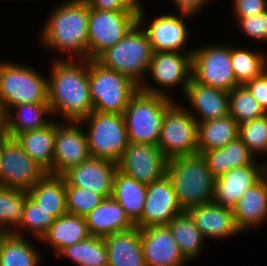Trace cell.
Returning a JSON list of instances; mask_svg holds the SVG:
<instances>
[{
    "label": "cell",
    "mask_w": 267,
    "mask_h": 266,
    "mask_svg": "<svg viewBox=\"0 0 267 266\" xmlns=\"http://www.w3.org/2000/svg\"><path fill=\"white\" fill-rule=\"evenodd\" d=\"M80 122L89 128L86 135L91 157L118 163L129 143L123 114L93 111Z\"/></svg>",
    "instance_id": "ba28073f"
},
{
    "label": "cell",
    "mask_w": 267,
    "mask_h": 266,
    "mask_svg": "<svg viewBox=\"0 0 267 266\" xmlns=\"http://www.w3.org/2000/svg\"><path fill=\"white\" fill-rule=\"evenodd\" d=\"M108 266H146L140 228L117 232L104 237Z\"/></svg>",
    "instance_id": "d4e9b609"
},
{
    "label": "cell",
    "mask_w": 267,
    "mask_h": 266,
    "mask_svg": "<svg viewBox=\"0 0 267 266\" xmlns=\"http://www.w3.org/2000/svg\"><path fill=\"white\" fill-rule=\"evenodd\" d=\"M7 115L5 104L0 100V137L7 135Z\"/></svg>",
    "instance_id": "7dc6e473"
},
{
    "label": "cell",
    "mask_w": 267,
    "mask_h": 266,
    "mask_svg": "<svg viewBox=\"0 0 267 266\" xmlns=\"http://www.w3.org/2000/svg\"><path fill=\"white\" fill-rule=\"evenodd\" d=\"M254 51L231 47V64L238 85H245L267 70L265 54Z\"/></svg>",
    "instance_id": "8d00e7d4"
},
{
    "label": "cell",
    "mask_w": 267,
    "mask_h": 266,
    "mask_svg": "<svg viewBox=\"0 0 267 266\" xmlns=\"http://www.w3.org/2000/svg\"><path fill=\"white\" fill-rule=\"evenodd\" d=\"M54 220L55 218L49 211L41 208L40 205L28 195L23 207L21 225L18 228L19 230H16L13 234L26 237L23 235V231L21 230H24L25 228L27 231H32V236L41 240L54 223Z\"/></svg>",
    "instance_id": "74e56055"
},
{
    "label": "cell",
    "mask_w": 267,
    "mask_h": 266,
    "mask_svg": "<svg viewBox=\"0 0 267 266\" xmlns=\"http://www.w3.org/2000/svg\"><path fill=\"white\" fill-rule=\"evenodd\" d=\"M0 167H1V137H0Z\"/></svg>",
    "instance_id": "681fc988"
},
{
    "label": "cell",
    "mask_w": 267,
    "mask_h": 266,
    "mask_svg": "<svg viewBox=\"0 0 267 266\" xmlns=\"http://www.w3.org/2000/svg\"><path fill=\"white\" fill-rule=\"evenodd\" d=\"M56 121L49 125L19 134L16 139L24 151L47 173L52 172Z\"/></svg>",
    "instance_id": "f1b7e54d"
},
{
    "label": "cell",
    "mask_w": 267,
    "mask_h": 266,
    "mask_svg": "<svg viewBox=\"0 0 267 266\" xmlns=\"http://www.w3.org/2000/svg\"><path fill=\"white\" fill-rule=\"evenodd\" d=\"M85 219L90 235L95 237L104 238L136 226L125 209L112 197L105 198Z\"/></svg>",
    "instance_id": "cb8c5ba5"
},
{
    "label": "cell",
    "mask_w": 267,
    "mask_h": 266,
    "mask_svg": "<svg viewBox=\"0 0 267 266\" xmlns=\"http://www.w3.org/2000/svg\"><path fill=\"white\" fill-rule=\"evenodd\" d=\"M89 7L102 11L138 10L129 0H86Z\"/></svg>",
    "instance_id": "f6af8a7d"
},
{
    "label": "cell",
    "mask_w": 267,
    "mask_h": 266,
    "mask_svg": "<svg viewBox=\"0 0 267 266\" xmlns=\"http://www.w3.org/2000/svg\"><path fill=\"white\" fill-rule=\"evenodd\" d=\"M105 198L89 189L66 186V209L68 214L85 217Z\"/></svg>",
    "instance_id": "60d3db41"
},
{
    "label": "cell",
    "mask_w": 267,
    "mask_h": 266,
    "mask_svg": "<svg viewBox=\"0 0 267 266\" xmlns=\"http://www.w3.org/2000/svg\"><path fill=\"white\" fill-rule=\"evenodd\" d=\"M235 18L255 16L267 11V0H232Z\"/></svg>",
    "instance_id": "7bdbcfd3"
},
{
    "label": "cell",
    "mask_w": 267,
    "mask_h": 266,
    "mask_svg": "<svg viewBox=\"0 0 267 266\" xmlns=\"http://www.w3.org/2000/svg\"><path fill=\"white\" fill-rule=\"evenodd\" d=\"M0 100L7 112L22 103L48 102V79L27 65L0 62Z\"/></svg>",
    "instance_id": "52a82bcc"
},
{
    "label": "cell",
    "mask_w": 267,
    "mask_h": 266,
    "mask_svg": "<svg viewBox=\"0 0 267 266\" xmlns=\"http://www.w3.org/2000/svg\"><path fill=\"white\" fill-rule=\"evenodd\" d=\"M167 226L187 262L200 256L205 239L186 211L176 216Z\"/></svg>",
    "instance_id": "d6a6232c"
},
{
    "label": "cell",
    "mask_w": 267,
    "mask_h": 266,
    "mask_svg": "<svg viewBox=\"0 0 267 266\" xmlns=\"http://www.w3.org/2000/svg\"><path fill=\"white\" fill-rule=\"evenodd\" d=\"M138 22V10L102 11L89 7L88 60H96Z\"/></svg>",
    "instance_id": "30bf717a"
},
{
    "label": "cell",
    "mask_w": 267,
    "mask_h": 266,
    "mask_svg": "<svg viewBox=\"0 0 267 266\" xmlns=\"http://www.w3.org/2000/svg\"><path fill=\"white\" fill-rule=\"evenodd\" d=\"M237 227L246 230L259 226L267 219V174L247 189L231 207Z\"/></svg>",
    "instance_id": "603a6c76"
},
{
    "label": "cell",
    "mask_w": 267,
    "mask_h": 266,
    "mask_svg": "<svg viewBox=\"0 0 267 266\" xmlns=\"http://www.w3.org/2000/svg\"><path fill=\"white\" fill-rule=\"evenodd\" d=\"M50 72L48 103L52 115L60 113L64 121H81L94 111L90 98L88 59H56Z\"/></svg>",
    "instance_id": "6da1fadb"
},
{
    "label": "cell",
    "mask_w": 267,
    "mask_h": 266,
    "mask_svg": "<svg viewBox=\"0 0 267 266\" xmlns=\"http://www.w3.org/2000/svg\"><path fill=\"white\" fill-rule=\"evenodd\" d=\"M144 83L123 113L128 141L158 145L165 112L175 101L161 88Z\"/></svg>",
    "instance_id": "3957f363"
},
{
    "label": "cell",
    "mask_w": 267,
    "mask_h": 266,
    "mask_svg": "<svg viewBox=\"0 0 267 266\" xmlns=\"http://www.w3.org/2000/svg\"><path fill=\"white\" fill-rule=\"evenodd\" d=\"M192 78L200 84L227 92L239 86L231 64V46L216 43L193 48Z\"/></svg>",
    "instance_id": "7c38bea8"
},
{
    "label": "cell",
    "mask_w": 267,
    "mask_h": 266,
    "mask_svg": "<svg viewBox=\"0 0 267 266\" xmlns=\"http://www.w3.org/2000/svg\"><path fill=\"white\" fill-rule=\"evenodd\" d=\"M56 122L52 175H63L72 167L88 160L91 155L86 132L80 121ZM80 124V125H79ZM80 126V127H79Z\"/></svg>",
    "instance_id": "4fadbf2b"
},
{
    "label": "cell",
    "mask_w": 267,
    "mask_h": 266,
    "mask_svg": "<svg viewBox=\"0 0 267 266\" xmlns=\"http://www.w3.org/2000/svg\"><path fill=\"white\" fill-rule=\"evenodd\" d=\"M238 137L254 156L267 154V114L239 124Z\"/></svg>",
    "instance_id": "ab89813d"
},
{
    "label": "cell",
    "mask_w": 267,
    "mask_h": 266,
    "mask_svg": "<svg viewBox=\"0 0 267 266\" xmlns=\"http://www.w3.org/2000/svg\"><path fill=\"white\" fill-rule=\"evenodd\" d=\"M267 113L244 85L229 91V115L238 124L263 117Z\"/></svg>",
    "instance_id": "f35d334b"
},
{
    "label": "cell",
    "mask_w": 267,
    "mask_h": 266,
    "mask_svg": "<svg viewBox=\"0 0 267 266\" xmlns=\"http://www.w3.org/2000/svg\"><path fill=\"white\" fill-rule=\"evenodd\" d=\"M117 166L138 182L148 185L166 175L167 159L158 145L129 142Z\"/></svg>",
    "instance_id": "5bb4252c"
},
{
    "label": "cell",
    "mask_w": 267,
    "mask_h": 266,
    "mask_svg": "<svg viewBox=\"0 0 267 266\" xmlns=\"http://www.w3.org/2000/svg\"><path fill=\"white\" fill-rule=\"evenodd\" d=\"M46 174L16 138L1 137L0 187L29 191Z\"/></svg>",
    "instance_id": "8fae6325"
},
{
    "label": "cell",
    "mask_w": 267,
    "mask_h": 266,
    "mask_svg": "<svg viewBox=\"0 0 267 266\" xmlns=\"http://www.w3.org/2000/svg\"><path fill=\"white\" fill-rule=\"evenodd\" d=\"M183 95L197 110L195 113L187 109L197 123L229 116V92L225 90L200 84L191 78Z\"/></svg>",
    "instance_id": "7402d4cb"
},
{
    "label": "cell",
    "mask_w": 267,
    "mask_h": 266,
    "mask_svg": "<svg viewBox=\"0 0 267 266\" xmlns=\"http://www.w3.org/2000/svg\"><path fill=\"white\" fill-rule=\"evenodd\" d=\"M244 86L267 113V70Z\"/></svg>",
    "instance_id": "ee69618b"
},
{
    "label": "cell",
    "mask_w": 267,
    "mask_h": 266,
    "mask_svg": "<svg viewBox=\"0 0 267 266\" xmlns=\"http://www.w3.org/2000/svg\"><path fill=\"white\" fill-rule=\"evenodd\" d=\"M28 191L0 187V232L14 233L21 225Z\"/></svg>",
    "instance_id": "d590c367"
},
{
    "label": "cell",
    "mask_w": 267,
    "mask_h": 266,
    "mask_svg": "<svg viewBox=\"0 0 267 266\" xmlns=\"http://www.w3.org/2000/svg\"><path fill=\"white\" fill-rule=\"evenodd\" d=\"M28 195L55 219L67 213L66 181L61 175L47 173L28 191Z\"/></svg>",
    "instance_id": "f546056e"
},
{
    "label": "cell",
    "mask_w": 267,
    "mask_h": 266,
    "mask_svg": "<svg viewBox=\"0 0 267 266\" xmlns=\"http://www.w3.org/2000/svg\"><path fill=\"white\" fill-rule=\"evenodd\" d=\"M140 237L146 266L186 265L187 261L167 225L140 228Z\"/></svg>",
    "instance_id": "d6986e66"
},
{
    "label": "cell",
    "mask_w": 267,
    "mask_h": 266,
    "mask_svg": "<svg viewBox=\"0 0 267 266\" xmlns=\"http://www.w3.org/2000/svg\"><path fill=\"white\" fill-rule=\"evenodd\" d=\"M207 166L217 178L232 168H242L251 165L255 160L248 147L237 137L225 147L202 151Z\"/></svg>",
    "instance_id": "83f0119b"
},
{
    "label": "cell",
    "mask_w": 267,
    "mask_h": 266,
    "mask_svg": "<svg viewBox=\"0 0 267 266\" xmlns=\"http://www.w3.org/2000/svg\"><path fill=\"white\" fill-rule=\"evenodd\" d=\"M24 237L3 234L0 239V266H38L41 255Z\"/></svg>",
    "instance_id": "836d02e7"
},
{
    "label": "cell",
    "mask_w": 267,
    "mask_h": 266,
    "mask_svg": "<svg viewBox=\"0 0 267 266\" xmlns=\"http://www.w3.org/2000/svg\"><path fill=\"white\" fill-rule=\"evenodd\" d=\"M266 174L267 161H254L251 165L230 169L216 178L213 202L231 208L247 189L255 186Z\"/></svg>",
    "instance_id": "ac0fdd59"
},
{
    "label": "cell",
    "mask_w": 267,
    "mask_h": 266,
    "mask_svg": "<svg viewBox=\"0 0 267 266\" xmlns=\"http://www.w3.org/2000/svg\"><path fill=\"white\" fill-rule=\"evenodd\" d=\"M146 194L147 184L138 182L117 168L113 178L111 197L125 209L134 223L142 216Z\"/></svg>",
    "instance_id": "484cf974"
},
{
    "label": "cell",
    "mask_w": 267,
    "mask_h": 266,
    "mask_svg": "<svg viewBox=\"0 0 267 266\" xmlns=\"http://www.w3.org/2000/svg\"><path fill=\"white\" fill-rule=\"evenodd\" d=\"M186 212L193 219L205 240L207 238L224 239L239 233L242 234L236 225L230 207L211 202L192 206Z\"/></svg>",
    "instance_id": "44dd1931"
},
{
    "label": "cell",
    "mask_w": 267,
    "mask_h": 266,
    "mask_svg": "<svg viewBox=\"0 0 267 266\" xmlns=\"http://www.w3.org/2000/svg\"><path fill=\"white\" fill-rule=\"evenodd\" d=\"M90 98L94 111L123 114L139 86L128 76L88 60Z\"/></svg>",
    "instance_id": "8992f818"
},
{
    "label": "cell",
    "mask_w": 267,
    "mask_h": 266,
    "mask_svg": "<svg viewBox=\"0 0 267 266\" xmlns=\"http://www.w3.org/2000/svg\"><path fill=\"white\" fill-rule=\"evenodd\" d=\"M179 13L195 16L211 0H171Z\"/></svg>",
    "instance_id": "bcb514c9"
},
{
    "label": "cell",
    "mask_w": 267,
    "mask_h": 266,
    "mask_svg": "<svg viewBox=\"0 0 267 266\" xmlns=\"http://www.w3.org/2000/svg\"><path fill=\"white\" fill-rule=\"evenodd\" d=\"M13 109H16V112H12ZM51 114L52 111L48 102L18 104L8 111L6 136L16 138L21 133L45 127L52 120L43 116L49 115L51 117Z\"/></svg>",
    "instance_id": "4dcf8cb0"
},
{
    "label": "cell",
    "mask_w": 267,
    "mask_h": 266,
    "mask_svg": "<svg viewBox=\"0 0 267 266\" xmlns=\"http://www.w3.org/2000/svg\"><path fill=\"white\" fill-rule=\"evenodd\" d=\"M90 237L85 217L66 213L54 220L41 241L53 247V253L57 255L65 247Z\"/></svg>",
    "instance_id": "4316f807"
},
{
    "label": "cell",
    "mask_w": 267,
    "mask_h": 266,
    "mask_svg": "<svg viewBox=\"0 0 267 266\" xmlns=\"http://www.w3.org/2000/svg\"><path fill=\"white\" fill-rule=\"evenodd\" d=\"M136 8H142L140 0H129Z\"/></svg>",
    "instance_id": "c3c4849f"
},
{
    "label": "cell",
    "mask_w": 267,
    "mask_h": 266,
    "mask_svg": "<svg viewBox=\"0 0 267 266\" xmlns=\"http://www.w3.org/2000/svg\"><path fill=\"white\" fill-rule=\"evenodd\" d=\"M191 15L180 13V15L163 14L155 17L144 27L153 52H185L183 47L188 39L186 18Z\"/></svg>",
    "instance_id": "ffe728a7"
},
{
    "label": "cell",
    "mask_w": 267,
    "mask_h": 266,
    "mask_svg": "<svg viewBox=\"0 0 267 266\" xmlns=\"http://www.w3.org/2000/svg\"><path fill=\"white\" fill-rule=\"evenodd\" d=\"M239 124L232 116L198 123V153L225 147L238 137Z\"/></svg>",
    "instance_id": "1f68e13d"
},
{
    "label": "cell",
    "mask_w": 267,
    "mask_h": 266,
    "mask_svg": "<svg viewBox=\"0 0 267 266\" xmlns=\"http://www.w3.org/2000/svg\"><path fill=\"white\" fill-rule=\"evenodd\" d=\"M245 34L262 42H267V11L251 17L236 19Z\"/></svg>",
    "instance_id": "b9f144b4"
},
{
    "label": "cell",
    "mask_w": 267,
    "mask_h": 266,
    "mask_svg": "<svg viewBox=\"0 0 267 266\" xmlns=\"http://www.w3.org/2000/svg\"><path fill=\"white\" fill-rule=\"evenodd\" d=\"M144 19L142 7L138 9V22L131 30L96 59L103 67L128 76L138 86L144 82L153 54L148 35L142 28Z\"/></svg>",
    "instance_id": "5b68a950"
},
{
    "label": "cell",
    "mask_w": 267,
    "mask_h": 266,
    "mask_svg": "<svg viewBox=\"0 0 267 266\" xmlns=\"http://www.w3.org/2000/svg\"><path fill=\"white\" fill-rule=\"evenodd\" d=\"M185 210L180 206L172 183L165 175L161 180L147 185V194L138 228L168 225Z\"/></svg>",
    "instance_id": "9a60e30c"
},
{
    "label": "cell",
    "mask_w": 267,
    "mask_h": 266,
    "mask_svg": "<svg viewBox=\"0 0 267 266\" xmlns=\"http://www.w3.org/2000/svg\"><path fill=\"white\" fill-rule=\"evenodd\" d=\"M45 23L40 32L44 46L52 51L70 53V59H88L89 5L86 0L62 2Z\"/></svg>",
    "instance_id": "7a4b0ae2"
},
{
    "label": "cell",
    "mask_w": 267,
    "mask_h": 266,
    "mask_svg": "<svg viewBox=\"0 0 267 266\" xmlns=\"http://www.w3.org/2000/svg\"><path fill=\"white\" fill-rule=\"evenodd\" d=\"M117 163L103 158L90 157L78 166L72 167L62 176L66 186H77L89 189L104 198L111 197L113 178Z\"/></svg>",
    "instance_id": "2e32d148"
},
{
    "label": "cell",
    "mask_w": 267,
    "mask_h": 266,
    "mask_svg": "<svg viewBox=\"0 0 267 266\" xmlns=\"http://www.w3.org/2000/svg\"><path fill=\"white\" fill-rule=\"evenodd\" d=\"M192 54L193 50L185 53L153 52L147 74H151V80L163 88L182 85V91L185 93L192 78Z\"/></svg>",
    "instance_id": "e0dca14e"
},
{
    "label": "cell",
    "mask_w": 267,
    "mask_h": 266,
    "mask_svg": "<svg viewBox=\"0 0 267 266\" xmlns=\"http://www.w3.org/2000/svg\"><path fill=\"white\" fill-rule=\"evenodd\" d=\"M66 257L77 266H108V251L103 237L90 238L67 246L57 255Z\"/></svg>",
    "instance_id": "e575fe53"
},
{
    "label": "cell",
    "mask_w": 267,
    "mask_h": 266,
    "mask_svg": "<svg viewBox=\"0 0 267 266\" xmlns=\"http://www.w3.org/2000/svg\"><path fill=\"white\" fill-rule=\"evenodd\" d=\"M198 123L174 102L165 112L158 146L167 160L198 154Z\"/></svg>",
    "instance_id": "9c48e42d"
},
{
    "label": "cell",
    "mask_w": 267,
    "mask_h": 266,
    "mask_svg": "<svg viewBox=\"0 0 267 266\" xmlns=\"http://www.w3.org/2000/svg\"><path fill=\"white\" fill-rule=\"evenodd\" d=\"M166 176L185 211L192 206L213 202L216 177L202 154L167 160Z\"/></svg>",
    "instance_id": "277c9868"
}]
</instances>
